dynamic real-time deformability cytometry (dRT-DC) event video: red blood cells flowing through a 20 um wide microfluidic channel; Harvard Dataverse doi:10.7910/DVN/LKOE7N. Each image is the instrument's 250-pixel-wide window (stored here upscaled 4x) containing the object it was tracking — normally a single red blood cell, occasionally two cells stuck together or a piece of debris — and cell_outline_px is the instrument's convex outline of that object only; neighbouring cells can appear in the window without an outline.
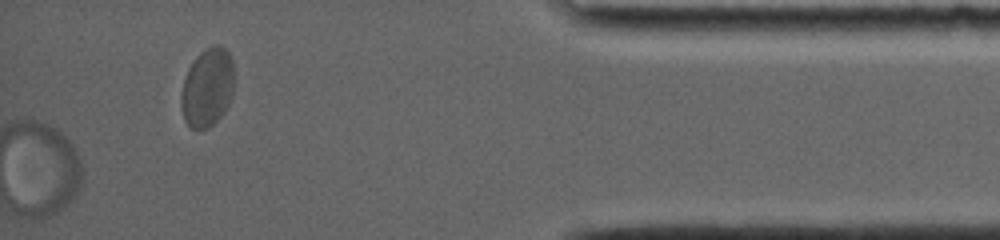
{"species": "common noctule bat (a hibernating species)", "species_latin": "Nyctalus noctula", "temperature_condition": "room temperature", "stored_images_in_passage": 31, "camera_frame_rate_fps": 4000, "um_per_image_px": 0.085, "animal": {"sex": "female", "body_mass_g": 19.0, "forearm_length_mm": 56.7}, "frame": {"image": 1, "passage_image": 31, "time_ms": 18.5, "image_size_px": [1000, 240], "cell_outline_px": [[232, 100], [224, 112], [208, 128], [192, 128], [184, 120], [180, 108], [180, 96], [184, 80], [188, 68], [196, 56], [204, 48], [212, 44], [220, 44], [228, 52], [232, 60]], "centroid_in_image_um": [17.61, 7.41], "position_along_channel_um": 417.6, "area_um2": 24.39}}